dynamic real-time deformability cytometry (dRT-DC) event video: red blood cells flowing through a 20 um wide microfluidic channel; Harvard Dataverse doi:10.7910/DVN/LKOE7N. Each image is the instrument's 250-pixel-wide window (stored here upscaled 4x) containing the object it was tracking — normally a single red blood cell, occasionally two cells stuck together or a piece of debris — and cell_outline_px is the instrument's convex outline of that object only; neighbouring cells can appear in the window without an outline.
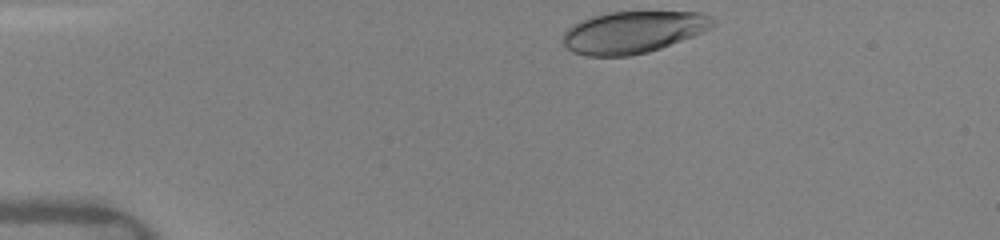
{"species": "human", "species_latin": "Homo sapiens", "temperature_condition": "warm", "stored_images_in_passage": 30, "camera_frame_rate_fps": 3000, "um_per_image_px": 0.085, "donor": {"sex": "female"}, "frame": {"image": 1, "passage_image": 1, "time_ms": 0.0, "image_size_px": [1000, 240], "cell_outline_px": [[716, 24], [712, 28], [692, 36], [660, 48], [648, 52], [628, 56], [588, 56], [572, 52], [564, 44], [564, 32], [568, 28], [592, 16], [608, 12], [700, 12], [712, 16], [716, 20]], "centroid_in_image_um": [53.86, 2.73], "position_along_channel_um": 31.1, "area_um2": 36.41}}
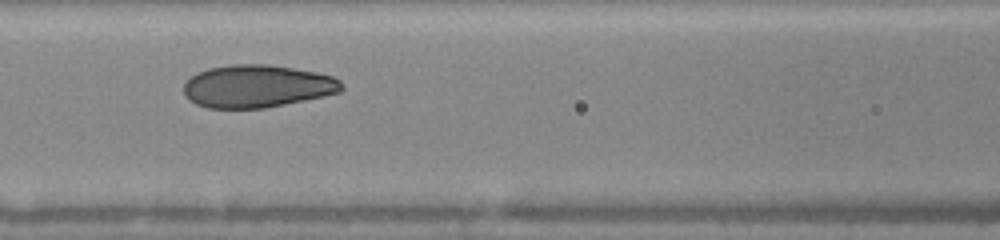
{"frame": {"image": 2, "passage_image": 12, "time_ms": 4.333, "image_size_px": [1000, 240], "cell_outline_px": [[344, 88], [340, 92], [324, 96], [264, 108], [208, 108], [196, 104], [188, 100], [184, 92], [184, 84], [196, 72], [208, 68], [232, 64], [268, 64], [316, 72], [332, 76], [340, 80], [344, 84]], "centroid_in_image_um": [21.85, 7.32], "position_along_channel_um": 144.7, "area_um2": 39.3}}
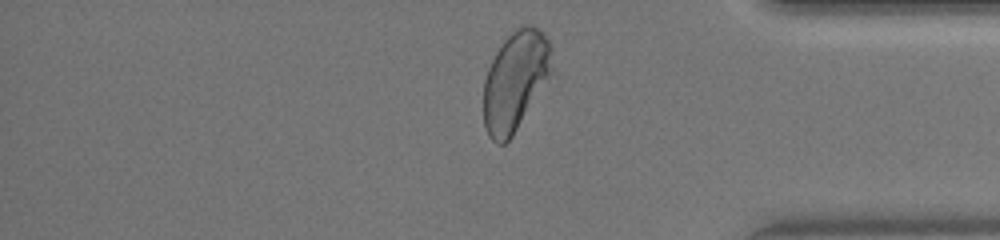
{"frame": {"image": 3, "passage_image": 29, "time_ms": 10.667, "image_size_px": [1000, 240], "cell_outline_px": [[556, 76], [512, 136], [504, 144], [496, 144], [488, 136], [484, 124], [484, 80], [488, 68], [496, 52], [504, 40], [520, 24], [532, 24], [540, 28], [544, 32], [552, 44], [556, 72]], "centroid_in_image_um": [43.93, 6.84], "position_along_channel_um": 391.3, "area_um2": 41.67}, "authors_computed_cell_mechanics": {"area_um2": 39.1306, "velocity_mm_per_s": 4.1164, "shape_relaxation_time_tau1_ms": 4.416, "shape_relaxation_time_tau2_ms": null, "deformation_change_tau1": 0.1655, "deformation_change_tau2": null}}